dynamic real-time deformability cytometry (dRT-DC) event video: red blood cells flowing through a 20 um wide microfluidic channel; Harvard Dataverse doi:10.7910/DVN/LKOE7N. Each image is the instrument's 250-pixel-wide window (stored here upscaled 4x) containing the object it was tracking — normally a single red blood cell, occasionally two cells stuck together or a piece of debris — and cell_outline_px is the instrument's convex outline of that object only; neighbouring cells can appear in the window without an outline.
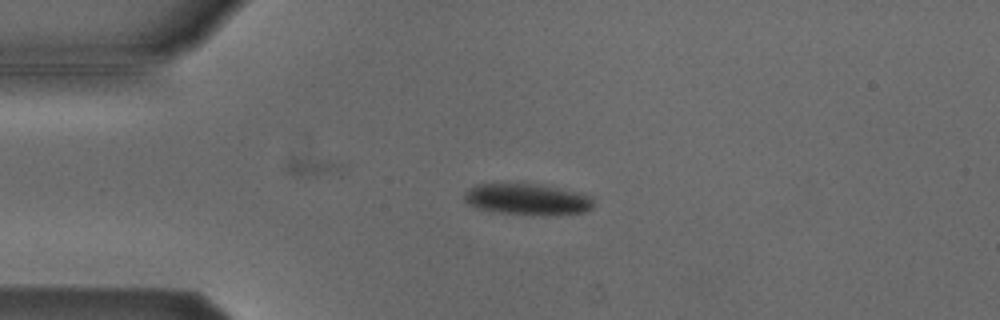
{"species": "Egyptian fruit bat (a non-hibernating species)", "species_latin": "Rousettus aegyptiacus", "temperature_condition": "cold", "stored_images_in_passage": 20, "camera_frame_rate_fps": 3000, "um_per_image_px": 0.085, "animal": {"sex": "male"}, "frame": {"image": 1, "passage_image": 1, "time_ms": 0.0, "image_size_px": [1000, 320], "cell_outline_px": [[592, 208], [584, 212], [500, 212], [480, 208], [468, 204], [464, 200], [464, 192], [468, 188], [476, 184], [540, 184], [592, 196]], "centroid_in_image_um": [44.74, 16.88], "position_along_channel_um": 40.3, "area_um2": 22.14}}
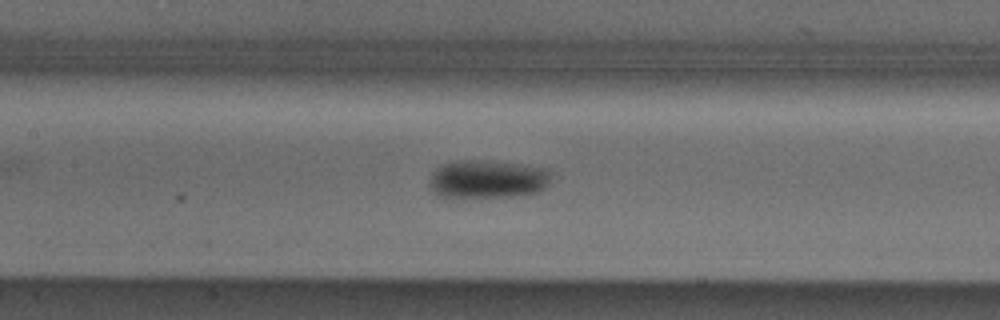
{"frame": {"image": 2, "passage_image": 13, "time_ms": 4.0, "image_size_px": [1000, 320], "cell_outline_px": [[548, 184], [544, 188], [536, 192], [512, 196], [440, 196], [432, 192], [428, 184], [432, 172], [436, 168], [444, 164], [456, 160], [472, 160], [516, 164], [548, 168]], "centroid_in_image_um": [41.38, 15.22], "position_along_channel_um": 166.0, "area_um2": 26.53}}
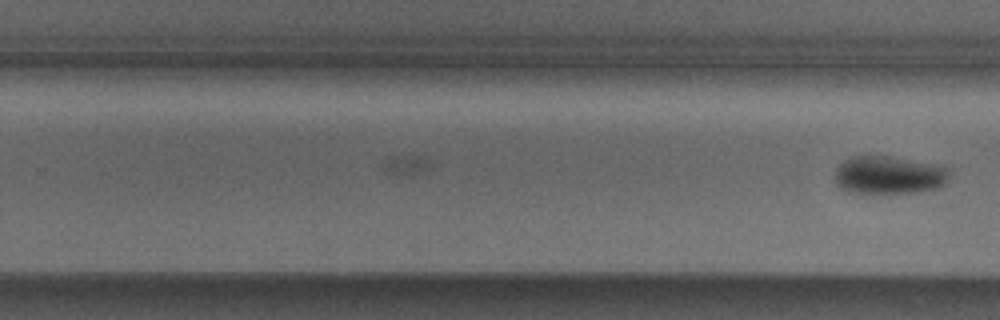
{"frame": {"image": 3, "passage_image": 20, "time_ms": 6.333, "image_size_px": [1000, 320], "cell_outline_px": [[948, 180], [944, 184], [936, 188], [920, 192], [852, 192], [840, 188], [836, 184], [836, 168], [844, 160], [856, 156], [888, 156], [948, 168]], "centroid_in_image_um": [75.53, 14.88], "position_along_channel_um": 254.3, "area_um2": 24.68}}